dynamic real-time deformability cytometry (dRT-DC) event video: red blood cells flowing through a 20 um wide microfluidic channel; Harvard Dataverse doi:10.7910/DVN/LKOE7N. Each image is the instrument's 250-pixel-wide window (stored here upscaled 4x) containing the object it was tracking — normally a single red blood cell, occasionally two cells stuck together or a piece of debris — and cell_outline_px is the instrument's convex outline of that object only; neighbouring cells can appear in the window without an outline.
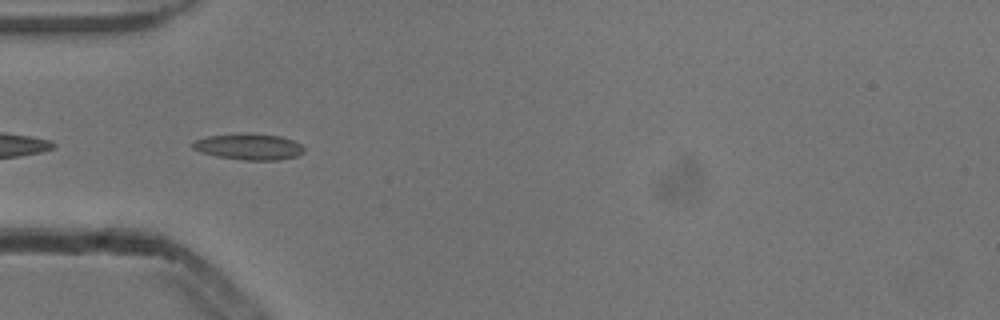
{"species": "common noctule bat (a hibernating species)", "species_latin": "Nyctalus noctula", "temperature_condition": "cold", "stored_images_in_passage": 32, "camera_frame_rate_fps": 3000, "um_per_image_px": 0.085, "animal": {"sex": "male", "body_mass_g": 13.3}, "frame": {"image": 1, "passage_image": 2, "time_ms": 0.333, "image_size_px": [1000, 320], "cell_outline_px": [[304, 152], [296, 156], [280, 160], [244, 160], [216, 156], [200, 152], [192, 148], [192, 144], [196, 140], [208, 136], [240, 132], [248, 132], [280, 136], [292, 140], [300, 144], [304, 148]], "centroid_in_image_um": [21.15, 12.45], "position_along_channel_um": 63.9, "area_um2": 17.17}}
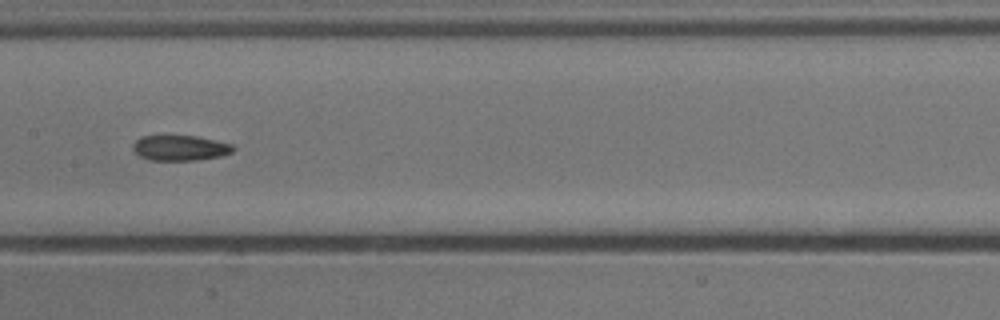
{"frame": {"image": 2, "passage_image": 12, "time_ms": 3.667, "image_size_px": [1000, 320], "cell_outline_px": [[236, 148], [232, 152], [220, 156], [200, 160], [148, 160], [140, 156], [132, 148], [132, 144], [140, 136], [196, 136], [232, 144]], "centroid_in_image_um": [15.3, 12.58], "position_along_channel_um": 192.1, "area_um2": 14.8}}
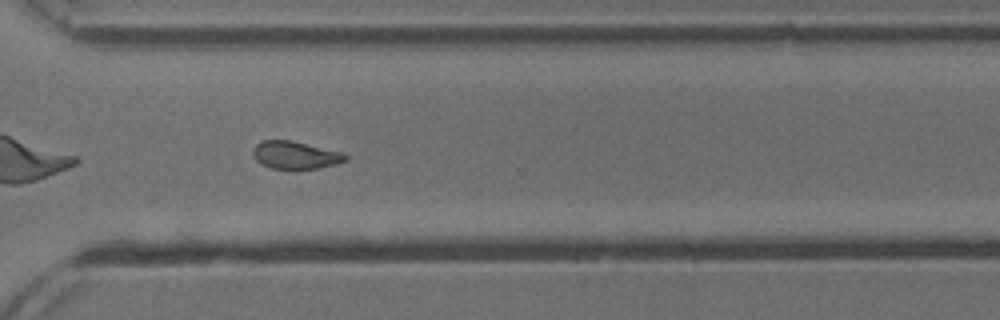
{"frame": {"image": 3, "passage_image": 24, "time_ms": 7.667, "image_size_px": [1000, 320], "cell_outline_px": [[348, 160], [336, 164], [316, 168], [268, 168], [260, 164], [252, 156], [252, 148], [256, 144], [264, 140], [292, 140], [344, 152], [348, 156]], "centroid_in_image_um": [25.1, 13.17], "position_along_channel_um": 345.5, "area_um2": 15.09}, "authors_computed_cell_mechanics": {"area_um2": 15.5482, "velocity_mm_per_s": 3.8445, "shape_relaxation_time_tau1_ms": 9.8324, "shape_relaxation_time_tau2_ms": 3.1581, "deformation_change_tau1": 0.1557, "deformation_change_tau2": 0.0952}}